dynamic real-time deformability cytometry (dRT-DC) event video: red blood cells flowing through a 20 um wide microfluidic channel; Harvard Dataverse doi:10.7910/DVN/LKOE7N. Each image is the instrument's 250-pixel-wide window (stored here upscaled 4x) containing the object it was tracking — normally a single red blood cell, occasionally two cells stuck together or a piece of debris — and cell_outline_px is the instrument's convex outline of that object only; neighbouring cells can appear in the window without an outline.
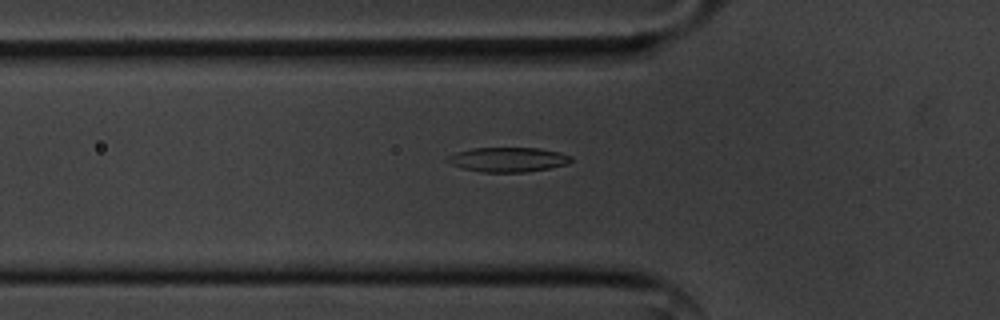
{"species": "common noctule bat (a hibernating species)", "species_latin": "Nyctalus noctula", "temperature_condition": "cold", "stored_images_in_passage": 56, "camera_frame_rate_fps": 3000, "um_per_image_px": 0.085, "animal": {"sex": "male", "body_mass_g": 20.1, "forearm_length_mm": 53.5}, "frame": {"image": 1, "passage_image": 19, "time_ms": 6.0, "image_size_px": [1000, 320], "cell_outline_px": [[572, 160], [568, 164], [528, 172], [484, 172], [464, 168], [448, 164], [444, 160], [448, 156], [456, 152], [472, 148], [540, 148], [560, 152], [572, 156]], "centroid_in_image_um": [43.17, 13.56], "position_along_channel_um": 82.6, "area_um2": 17.8}}
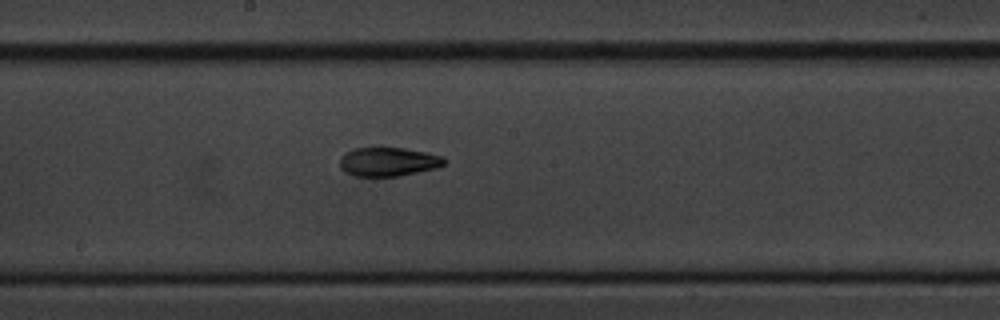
{"frame": {"image": 2, "passage_image": 30, "time_ms": 9.667, "image_size_px": [1000, 320], "cell_outline_px": [[448, 160], [444, 164], [436, 168], [396, 176], [356, 176], [340, 168], [340, 156], [352, 148], [404, 148], [444, 156]], "centroid_in_image_um": [33.01, 13.74], "position_along_channel_um": 215.2, "area_um2": 17.46}}
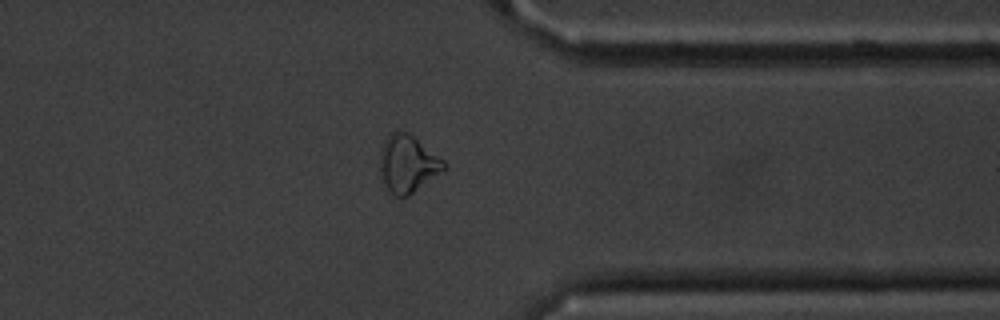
{"frame": {"image": 3, "passage_image": 44, "time_ms": 14.333, "image_size_px": [1000, 320], "cell_outline_px": [[448, 168], [444, 172], [408, 196], [388, 196], [384, 188], [380, 176], [380, 152], [384, 140], [392, 132], [408, 132], [444, 160], [448, 164]], "centroid_in_image_um": [34.66, 13.98], "position_along_channel_um": 376.7, "area_um2": 21.91}, "authors_computed_cell_mechanics": {"area_um2": 17.918, "velocity_mm_per_s": 3.5884, "shape_relaxation_time_tau1_ms": 9.3453, "shape_relaxation_time_tau2_ms": 5.3737, "deformation_change_tau1": 0.233, "deformation_change_tau2": 0.111}}